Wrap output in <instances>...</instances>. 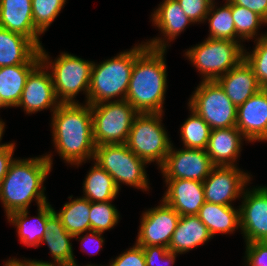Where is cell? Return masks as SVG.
Masks as SVG:
<instances>
[{
    "label": "cell",
    "instance_id": "cell-37",
    "mask_svg": "<svg viewBox=\"0 0 267 266\" xmlns=\"http://www.w3.org/2000/svg\"><path fill=\"white\" fill-rule=\"evenodd\" d=\"M143 249V254L145 257V263L146 266H156V260L159 263L163 261V263H167L164 265H169L173 264L175 261L176 253L169 251L167 247L164 246H147V247H142ZM158 258V259H157ZM163 265V266H164ZM158 266V265H157ZM170 266V265H169Z\"/></svg>",
    "mask_w": 267,
    "mask_h": 266
},
{
    "label": "cell",
    "instance_id": "cell-29",
    "mask_svg": "<svg viewBox=\"0 0 267 266\" xmlns=\"http://www.w3.org/2000/svg\"><path fill=\"white\" fill-rule=\"evenodd\" d=\"M91 202L86 198H77L64 205L56 215L60 218L66 231L74 238L85 231H90Z\"/></svg>",
    "mask_w": 267,
    "mask_h": 266
},
{
    "label": "cell",
    "instance_id": "cell-16",
    "mask_svg": "<svg viewBox=\"0 0 267 266\" xmlns=\"http://www.w3.org/2000/svg\"><path fill=\"white\" fill-rule=\"evenodd\" d=\"M236 127L248 141L267 140V89L237 107Z\"/></svg>",
    "mask_w": 267,
    "mask_h": 266
},
{
    "label": "cell",
    "instance_id": "cell-23",
    "mask_svg": "<svg viewBox=\"0 0 267 266\" xmlns=\"http://www.w3.org/2000/svg\"><path fill=\"white\" fill-rule=\"evenodd\" d=\"M211 237L208 228L197 215L180 216L168 249L181 254L198 247Z\"/></svg>",
    "mask_w": 267,
    "mask_h": 266
},
{
    "label": "cell",
    "instance_id": "cell-45",
    "mask_svg": "<svg viewBox=\"0 0 267 266\" xmlns=\"http://www.w3.org/2000/svg\"><path fill=\"white\" fill-rule=\"evenodd\" d=\"M3 131H4V122L2 123V121H0V140H1V137H2V134H3ZM4 146V144H0V148Z\"/></svg>",
    "mask_w": 267,
    "mask_h": 266
},
{
    "label": "cell",
    "instance_id": "cell-9",
    "mask_svg": "<svg viewBox=\"0 0 267 266\" xmlns=\"http://www.w3.org/2000/svg\"><path fill=\"white\" fill-rule=\"evenodd\" d=\"M189 106L211 129L236 127L237 107L216 81H202Z\"/></svg>",
    "mask_w": 267,
    "mask_h": 266
},
{
    "label": "cell",
    "instance_id": "cell-44",
    "mask_svg": "<svg viewBox=\"0 0 267 266\" xmlns=\"http://www.w3.org/2000/svg\"><path fill=\"white\" fill-rule=\"evenodd\" d=\"M33 262H36V263L40 264V266H76L74 264H59V265H56V264H52V263L35 261V260Z\"/></svg>",
    "mask_w": 267,
    "mask_h": 266
},
{
    "label": "cell",
    "instance_id": "cell-2",
    "mask_svg": "<svg viewBox=\"0 0 267 266\" xmlns=\"http://www.w3.org/2000/svg\"><path fill=\"white\" fill-rule=\"evenodd\" d=\"M60 103L54 110L52 127L55 147L68 163L80 164L94 158L96 144L93 138V121L88 103Z\"/></svg>",
    "mask_w": 267,
    "mask_h": 266
},
{
    "label": "cell",
    "instance_id": "cell-8",
    "mask_svg": "<svg viewBox=\"0 0 267 266\" xmlns=\"http://www.w3.org/2000/svg\"><path fill=\"white\" fill-rule=\"evenodd\" d=\"M94 160L111 175L118 189L121 182L143 190L149 188L144 169L147 162L136 156L126 144L96 146Z\"/></svg>",
    "mask_w": 267,
    "mask_h": 266
},
{
    "label": "cell",
    "instance_id": "cell-20",
    "mask_svg": "<svg viewBox=\"0 0 267 266\" xmlns=\"http://www.w3.org/2000/svg\"><path fill=\"white\" fill-rule=\"evenodd\" d=\"M39 49L28 37L0 27V67L39 64Z\"/></svg>",
    "mask_w": 267,
    "mask_h": 266
},
{
    "label": "cell",
    "instance_id": "cell-15",
    "mask_svg": "<svg viewBox=\"0 0 267 266\" xmlns=\"http://www.w3.org/2000/svg\"><path fill=\"white\" fill-rule=\"evenodd\" d=\"M252 192V193H251ZM240 209V228L246 243L267 241V187L244 192Z\"/></svg>",
    "mask_w": 267,
    "mask_h": 266
},
{
    "label": "cell",
    "instance_id": "cell-5",
    "mask_svg": "<svg viewBox=\"0 0 267 266\" xmlns=\"http://www.w3.org/2000/svg\"><path fill=\"white\" fill-rule=\"evenodd\" d=\"M96 146L125 144L135 117L139 114L126 100L90 105Z\"/></svg>",
    "mask_w": 267,
    "mask_h": 266
},
{
    "label": "cell",
    "instance_id": "cell-25",
    "mask_svg": "<svg viewBox=\"0 0 267 266\" xmlns=\"http://www.w3.org/2000/svg\"><path fill=\"white\" fill-rule=\"evenodd\" d=\"M201 222L208 228L210 234L229 233L240 226V211L232 205H220L206 202L201 206L197 214Z\"/></svg>",
    "mask_w": 267,
    "mask_h": 266
},
{
    "label": "cell",
    "instance_id": "cell-24",
    "mask_svg": "<svg viewBox=\"0 0 267 266\" xmlns=\"http://www.w3.org/2000/svg\"><path fill=\"white\" fill-rule=\"evenodd\" d=\"M38 64L0 67V108L18 105L26 80Z\"/></svg>",
    "mask_w": 267,
    "mask_h": 266
},
{
    "label": "cell",
    "instance_id": "cell-3",
    "mask_svg": "<svg viewBox=\"0 0 267 266\" xmlns=\"http://www.w3.org/2000/svg\"><path fill=\"white\" fill-rule=\"evenodd\" d=\"M52 160L49 155L25 160H14L0 183L2 200L7 217L16 211L27 210L36 197L38 206L47 203L43 181L50 173Z\"/></svg>",
    "mask_w": 267,
    "mask_h": 266
},
{
    "label": "cell",
    "instance_id": "cell-42",
    "mask_svg": "<svg viewBox=\"0 0 267 266\" xmlns=\"http://www.w3.org/2000/svg\"><path fill=\"white\" fill-rule=\"evenodd\" d=\"M91 233L90 234H87V236H84L83 238H81V244L82 243H85V244H88L89 242H94V244H98L97 247H96V252L99 251V249L102 247V244H103V238L100 237L101 236V232H96V231H90ZM86 246V245H85Z\"/></svg>",
    "mask_w": 267,
    "mask_h": 266
},
{
    "label": "cell",
    "instance_id": "cell-43",
    "mask_svg": "<svg viewBox=\"0 0 267 266\" xmlns=\"http://www.w3.org/2000/svg\"><path fill=\"white\" fill-rule=\"evenodd\" d=\"M5 266H40V264L33 262V261H19L16 259L8 260V262L5 263Z\"/></svg>",
    "mask_w": 267,
    "mask_h": 266
},
{
    "label": "cell",
    "instance_id": "cell-21",
    "mask_svg": "<svg viewBox=\"0 0 267 266\" xmlns=\"http://www.w3.org/2000/svg\"><path fill=\"white\" fill-rule=\"evenodd\" d=\"M243 134L237 127L212 129L206 152L214 166H235Z\"/></svg>",
    "mask_w": 267,
    "mask_h": 266
},
{
    "label": "cell",
    "instance_id": "cell-17",
    "mask_svg": "<svg viewBox=\"0 0 267 266\" xmlns=\"http://www.w3.org/2000/svg\"><path fill=\"white\" fill-rule=\"evenodd\" d=\"M168 189L163 197L180 216L197 215L205 203L203 182L187 179H166Z\"/></svg>",
    "mask_w": 267,
    "mask_h": 266
},
{
    "label": "cell",
    "instance_id": "cell-4",
    "mask_svg": "<svg viewBox=\"0 0 267 266\" xmlns=\"http://www.w3.org/2000/svg\"><path fill=\"white\" fill-rule=\"evenodd\" d=\"M146 47V44L134 47L98 66L93 63L87 103L96 105L118 95L122 96L120 100H125L134 60Z\"/></svg>",
    "mask_w": 267,
    "mask_h": 266
},
{
    "label": "cell",
    "instance_id": "cell-6",
    "mask_svg": "<svg viewBox=\"0 0 267 266\" xmlns=\"http://www.w3.org/2000/svg\"><path fill=\"white\" fill-rule=\"evenodd\" d=\"M163 113H139L132 124L126 145L147 163L155 161L161 166L171 149L167 133L162 127Z\"/></svg>",
    "mask_w": 267,
    "mask_h": 266
},
{
    "label": "cell",
    "instance_id": "cell-33",
    "mask_svg": "<svg viewBox=\"0 0 267 266\" xmlns=\"http://www.w3.org/2000/svg\"><path fill=\"white\" fill-rule=\"evenodd\" d=\"M118 211L110 201L91 202L90 208V231L103 233L111 229L118 222Z\"/></svg>",
    "mask_w": 267,
    "mask_h": 266
},
{
    "label": "cell",
    "instance_id": "cell-1",
    "mask_svg": "<svg viewBox=\"0 0 267 266\" xmlns=\"http://www.w3.org/2000/svg\"><path fill=\"white\" fill-rule=\"evenodd\" d=\"M134 60L125 100L138 113H162L166 90L164 40L153 39Z\"/></svg>",
    "mask_w": 267,
    "mask_h": 266
},
{
    "label": "cell",
    "instance_id": "cell-28",
    "mask_svg": "<svg viewBox=\"0 0 267 266\" xmlns=\"http://www.w3.org/2000/svg\"><path fill=\"white\" fill-rule=\"evenodd\" d=\"M85 197L90 202H106L114 199L119 191L111 175L97 163L84 181Z\"/></svg>",
    "mask_w": 267,
    "mask_h": 266
},
{
    "label": "cell",
    "instance_id": "cell-19",
    "mask_svg": "<svg viewBox=\"0 0 267 266\" xmlns=\"http://www.w3.org/2000/svg\"><path fill=\"white\" fill-rule=\"evenodd\" d=\"M216 82L236 107L245 103L252 95L262 89L252 67L244 58L234 68L218 78Z\"/></svg>",
    "mask_w": 267,
    "mask_h": 266
},
{
    "label": "cell",
    "instance_id": "cell-40",
    "mask_svg": "<svg viewBox=\"0 0 267 266\" xmlns=\"http://www.w3.org/2000/svg\"><path fill=\"white\" fill-rule=\"evenodd\" d=\"M232 4L256 12L267 23V0H229Z\"/></svg>",
    "mask_w": 267,
    "mask_h": 266
},
{
    "label": "cell",
    "instance_id": "cell-30",
    "mask_svg": "<svg viewBox=\"0 0 267 266\" xmlns=\"http://www.w3.org/2000/svg\"><path fill=\"white\" fill-rule=\"evenodd\" d=\"M192 115L181 127V137L185 148L206 149L211 134L210 126L191 110Z\"/></svg>",
    "mask_w": 267,
    "mask_h": 266
},
{
    "label": "cell",
    "instance_id": "cell-32",
    "mask_svg": "<svg viewBox=\"0 0 267 266\" xmlns=\"http://www.w3.org/2000/svg\"><path fill=\"white\" fill-rule=\"evenodd\" d=\"M231 14L234 20L236 35L241 39H250L256 34L258 26L266 21L256 12L231 3ZM261 23V24H260Z\"/></svg>",
    "mask_w": 267,
    "mask_h": 266
},
{
    "label": "cell",
    "instance_id": "cell-35",
    "mask_svg": "<svg viewBox=\"0 0 267 266\" xmlns=\"http://www.w3.org/2000/svg\"><path fill=\"white\" fill-rule=\"evenodd\" d=\"M251 54H244V59L252 67L259 85L267 88V34L258 38Z\"/></svg>",
    "mask_w": 267,
    "mask_h": 266
},
{
    "label": "cell",
    "instance_id": "cell-10",
    "mask_svg": "<svg viewBox=\"0 0 267 266\" xmlns=\"http://www.w3.org/2000/svg\"><path fill=\"white\" fill-rule=\"evenodd\" d=\"M52 80L60 103H75L74 97L81 90L89 92L93 62L83 60L68 53H62L52 63ZM59 96L62 98L60 99Z\"/></svg>",
    "mask_w": 267,
    "mask_h": 266
},
{
    "label": "cell",
    "instance_id": "cell-31",
    "mask_svg": "<svg viewBox=\"0 0 267 266\" xmlns=\"http://www.w3.org/2000/svg\"><path fill=\"white\" fill-rule=\"evenodd\" d=\"M213 10L214 5L211 4L208 11V16L212 14L211 17L208 18L210 23L209 38L237 41L235 40V37L237 36L234 20L231 14V2H226V5H224L222 8L216 9V12Z\"/></svg>",
    "mask_w": 267,
    "mask_h": 266
},
{
    "label": "cell",
    "instance_id": "cell-46",
    "mask_svg": "<svg viewBox=\"0 0 267 266\" xmlns=\"http://www.w3.org/2000/svg\"><path fill=\"white\" fill-rule=\"evenodd\" d=\"M210 4H213V0H207ZM229 0H227L228 2Z\"/></svg>",
    "mask_w": 267,
    "mask_h": 266
},
{
    "label": "cell",
    "instance_id": "cell-13",
    "mask_svg": "<svg viewBox=\"0 0 267 266\" xmlns=\"http://www.w3.org/2000/svg\"><path fill=\"white\" fill-rule=\"evenodd\" d=\"M250 177L236 166H214L203 181L206 202L230 206L231 201L244 193Z\"/></svg>",
    "mask_w": 267,
    "mask_h": 266
},
{
    "label": "cell",
    "instance_id": "cell-18",
    "mask_svg": "<svg viewBox=\"0 0 267 266\" xmlns=\"http://www.w3.org/2000/svg\"><path fill=\"white\" fill-rule=\"evenodd\" d=\"M0 27L22 34L31 39L39 48V34L34 26L32 0H0Z\"/></svg>",
    "mask_w": 267,
    "mask_h": 266
},
{
    "label": "cell",
    "instance_id": "cell-7",
    "mask_svg": "<svg viewBox=\"0 0 267 266\" xmlns=\"http://www.w3.org/2000/svg\"><path fill=\"white\" fill-rule=\"evenodd\" d=\"M186 55L204 74L203 81H216L244 58V51L238 41L208 37L200 45L188 50Z\"/></svg>",
    "mask_w": 267,
    "mask_h": 266
},
{
    "label": "cell",
    "instance_id": "cell-27",
    "mask_svg": "<svg viewBox=\"0 0 267 266\" xmlns=\"http://www.w3.org/2000/svg\"><path fill=\"white\" fill-rule=\"evenodd\" d=\"M153 21L169 39H174L192 21L177 0H165L154 12Z\"/></svg>",
    "mask_w": 267,
    "mask_h": 266
},
{
    "label": "cell",
    "instance_id": "cell-12",
    "mask_svg": "<svg viewBox=\"0 0 267 266\" xmlns=\"http://www.w3.org/2000/svg\"><path fill=\"white\" fill-rule=\"evenodd\" d=\"M39 53L42 61L30 72L17 105L18 107L23 106L27 113L37 112L51 106H54L52 110L54 111L60 105V101H57L51 74L42 70L46 67L45 62L48 63V55L42 47L39 49Z\"/></svg>",
    "mask_w": 267,
    "mask_h": 266
},
{
    "label": "cell",
    "instance_id": "cell-26",
    "mask_svg": "<svg viewBox=\"0 0 267 266\" xmlns=\"http://www.w3.org/2000/svg\"><path fill=\"white\" fill-rule=\"evenodd\" d=\"M28 210H21L11 213L8 216L9 221L16 225L18 234L22 243L27 246H35L40 244L46 230L47 223V203L39 206L38 217L36 222L27 221Z\"/></svg>",
    "mask_w": 267,
    "mask_h": 266
},
{
    "label": "cell",
    "instance_id": "cell-41",
    "mask_svg": "<svg viewBox=\"0 0 267 266\" xmlns=\"http://www.w3.org/2000/svg\"><path fill=\"white\" fill-rule=\"evenodd\" d=\"M14 150V143L4 144L0 148V183L7 174L10 164L14 161L12 159Z\"/></svg>",
    "mask_w": 267,
    "mask_h": 266
},
{
    "label": "cell",
    "instance_id": "cell-14",
    "mask_svg": "<svg viewBox=\"0 0 267 266\" xmlns=\"http://www.w3.org/2000/svg\"><path fill=\"white\" fill-rule=\"evenodd\" d=\"M179 218V213L164 201L160 206L146 211L142 217L136 244L141 247L168 248Z\"/></svg>",
    "mask_w": 267,
    "mask_h": 266
},
{
    "label": "cell",
    "instance_id": "cell-36",
    "mask_svg": "<svg viewBox=\"0 0 267 266\" xmlns=\"http://www.w3.org/2000/svg\"><path fill=\"white\" fill-rule=\"evenodd\" d=\"M186 16L192 22L207 19L210 3L207 0H177Z\"/></svg>",
    "mask_w": 267,
    "mask_h": 266
},
{
    "label": "cell",
    "instance_id": "cell-39",
    "mask_svg": "<svg viewBox=\"0 0 267 266\" xmlns=\"http://www.w3.org/2000/svg\"><path fill=\"white\" fill-rule=\"evenodd\" d=\"M110 266H146L142 247L136 244L133 248L118 256L110 263Z\"/></svg>",
    "mask_w": 267,
    "mask_h": 266
},
{
    "label": "cell",
    "instance_id": "cell-22",
    "mask_svg": "<svg viewBox=\"0 0 267 266\" xmlns=\"http://www.w3.org/2000/svg\"><path fill=\"white\" fill-rule=\"evenodd\" d=\"M70 238H74V236L66 231L60 218L56 215V211L47 202L46 230L41 242L48 245L54 261L58 265L74 264L78 266L73 257Z\"/></svg>",
    "mask_w": 267,
    "mask_h": 266
},
{
    "label": "cell",
    "instance_id": "cell-11",
    "mask_svg": "<svg viewBox=\"0 0 267 266\" xmlns=\"http://www.w3.org/2000/svg\"><path fill=\"white\" fill-rule=\"evenodd\" d=\"M214 165L205 149L173 150L172 146L160 166L166 179H187L203 182Z\"/></svg>",
    "mask_w": 267,
    "mask_h": 266
},
{
    "label": "cell",
    "instance_id": "cell-38",
    "mask_svg": "<svg viewBox=\"0 0 267 266\" xmlns=\"http://www.w3.org/2000/svg\"><path fill=\"white\" fill-rule=\"evenodd\" d=\"M248 266H267V241L246 243Z\"/></svg>",
    "mask_w": 267,
    "mask_h": 266
},
{
    "label": "cell",
    "instance_id": "cell-34",
    "mask_svg": "<svg viewBox=\"0 0 267 266\" xmlns=\"http://www.w3.org/2000/svg\"><path fill=\"white\" fill-rule=\"evenodd\" d=\"M66 0H32L34 26L43 33L54 21Z\"/></svg>",
    "mask_w": 267,
    "mask_h": 266
}]
</instances>
